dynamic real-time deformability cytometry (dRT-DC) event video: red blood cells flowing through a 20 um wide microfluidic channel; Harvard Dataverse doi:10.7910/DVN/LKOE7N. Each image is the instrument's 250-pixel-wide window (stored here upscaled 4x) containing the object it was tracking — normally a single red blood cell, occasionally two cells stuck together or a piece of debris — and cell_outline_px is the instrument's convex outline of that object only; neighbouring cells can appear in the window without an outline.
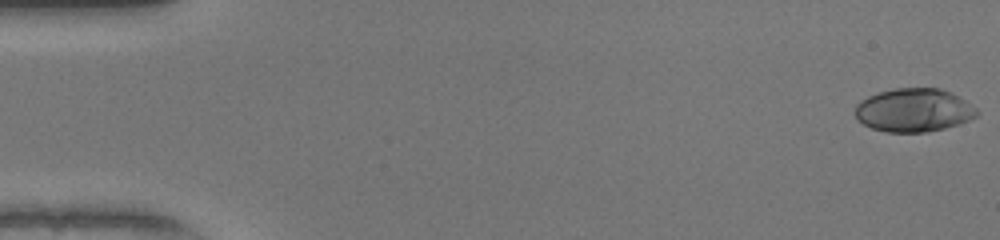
{"species": "human", "species_latin": "Homo sapiens", "temperature_condition": "warm", "stored_images_in_passage": 51, "camera_frame_rate_fps": 3000, "um_per_image_px": 0.085, "donor": {"sex": "female"}, "frame": {"image": 1, "passage_image": 1, "time_ms": 0.0, "image_size_px": [1000, 240], "cell_outline_px": [[980, 112], [976, 116], [960, 124], [944, 128], [924, 132], [888, 132], [872, 128], [856, 120], [856, 104], [860, 100], [868, 96], [892, 88], [940, 88], [952, 92], [960, 96], [976, 108]], "centroid_in_image_um": [77.68, 9.35], "position_along_channel_um": 7.3, "area_um2": 30.92}}
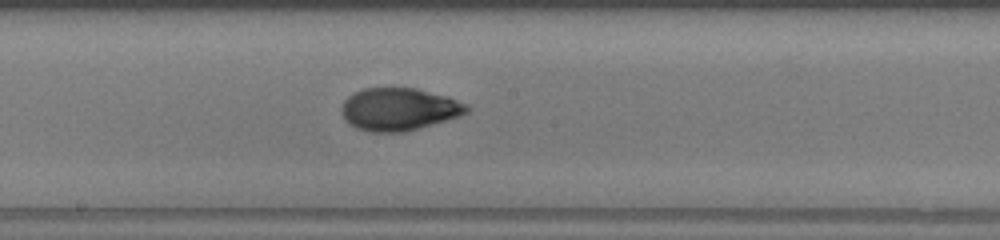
{"frame": {"image": 2, "passage_image": 28, "time_ms": 9.0, "image_size_px": [1000, 240], "cell_outline_px": [[472, 108], [468, 112], [460, 116], [404, 132], [368, 132], [356, 128], [348, 124], [344, 120], [340, 112], [340, 108], [344, 100], [352, 92], [364, 88], [416, 88], [448, 96], [468, 104]], "centroid_in_image_um": [33.89, 9.28], "position_along_channel_um": 214.3, "area_um2": 31.5}}
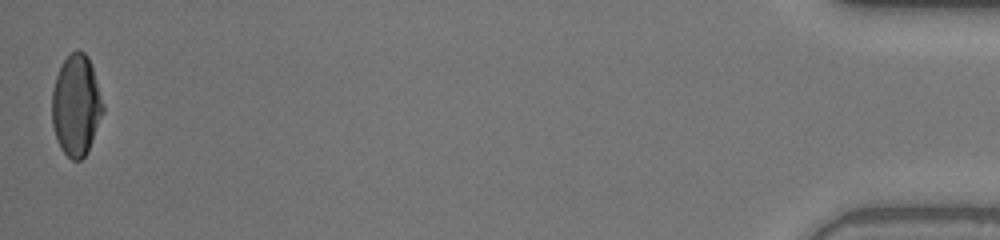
{"frame": {"image": 3, "passage_image": 51, "time_ms": 16.667, "image_size_px": [1000, 240], "cell_outline_px": [[104, 112], [88, 152], [80, 160], [72, 160], [60, 148], [52, 124], [52, 92], [56, 76], [64, 60], [72, 52], [84, 52], [88, 56], [104, 104]], "centroid_in_image_um": [6.48, 8.99], "position_along_channel_um": 428.7, "area_um2": 29.82}, "authors_computed_cell_mechanics": {"area_um2": 30.634, "velocity_mm_per_s": 4.0874, "shape_relaxation_time_tau1_ms": 6.1688, "shape_relaxation_time_tau2_ms": 0.8744, "deformation_change_tau1": 0.2445, "deformation_change_tau2": 0.0469}}